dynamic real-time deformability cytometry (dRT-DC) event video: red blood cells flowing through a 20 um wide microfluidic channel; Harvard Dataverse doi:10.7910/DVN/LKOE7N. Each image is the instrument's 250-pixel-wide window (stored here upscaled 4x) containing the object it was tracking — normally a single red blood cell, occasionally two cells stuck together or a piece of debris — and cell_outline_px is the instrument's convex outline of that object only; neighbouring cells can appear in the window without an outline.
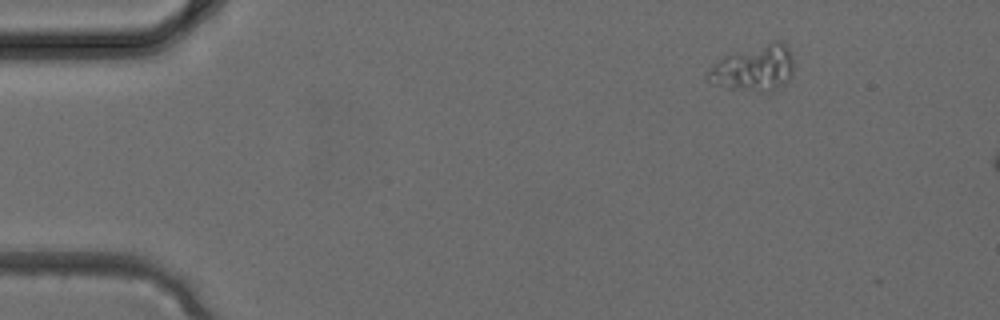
{"species": "common noctule bat (a hibernating species)", "species_latin": "Nyctalus noctula", "temperature_condition": "cold", "stored_images_in_passage": 3, "camera_frame_rate_fps": 3000, "um_per_image_px": 0.085, "animal": {"sex": "female", "body_mass_g": 24.6, "forearm_length_mm": 56.2}, "frame": {"image": 1, "passage_image": 1, "time_ms": 0.0, "image_size_px": [1000, 320], "cell_outline_px": [[792, 76], [788, 80], [768, 96], [728, 88], [704, 80], [704, 72], [712, 64], [724, 56], [732, 52], [772, 40], [780, 40], [788, 48], [792, 56]], "centroid_in_image_um": [64.04, 5.83], "position_along_channel_um": 21.0, "area_um2": 24.22}}